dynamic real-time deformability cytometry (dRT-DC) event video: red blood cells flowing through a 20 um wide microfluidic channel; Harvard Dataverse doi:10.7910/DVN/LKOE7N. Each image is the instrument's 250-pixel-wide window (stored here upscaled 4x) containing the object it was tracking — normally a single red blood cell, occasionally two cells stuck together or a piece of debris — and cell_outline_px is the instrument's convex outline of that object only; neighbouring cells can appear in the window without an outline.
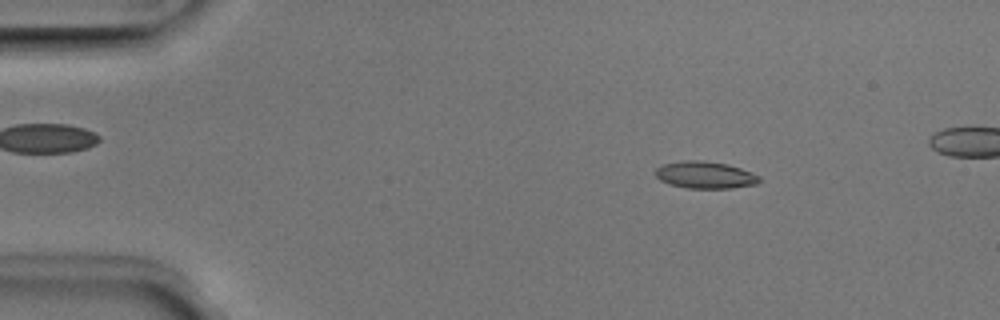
{"species": "Egyptian fruit bat (a non-hibernating species)", "species_latin": "Rousettus aegyptiacus", "temperature_condition": "room temperature", "stored_images_in_passage": 48, "camera_frame_rate_fps": 3000, "um_per_image_px": 0.085, "animal": {"sex": "male"}, "frame": {"image": 1, "passage_image": 7, "time_ms": 2.0, "image_size_px": [1000, 320], "cell_outline_px": [[760, 180], [756, 184], [732, 188], [688, 188], [668, 184], [660, 180], [656, 176], [656, 168], [664, 164], [684, 160], [704, 160], [728, 164], [752, 172], [760, 176]], "centroid_in_image_um": [59.94, 14.87], "position_along_channel_um": 25.1, "area_um2": 16.42}}
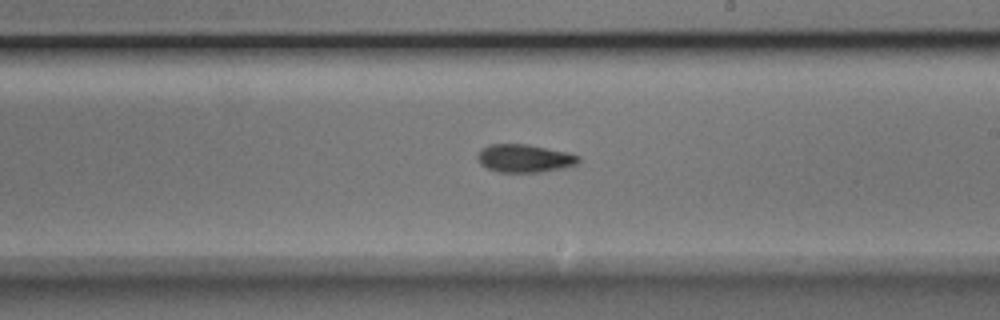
{"frame": {"image": 2, "passage_image": 29, "time_ms": 9.333, "image_size_px": [1000, 320], "cell_outline_px": [[580, 160], [576, 164], [564, 168], [540, 172], [496, 172], [480, 164], [476, 156], [484, 148], [492, 144], [528, 144], [568, 152], [580, 156]], "centroid_in_image_um": [44.61, 13.46], "position_along_channel_um": 244.4, "area_um2": 16.47}}
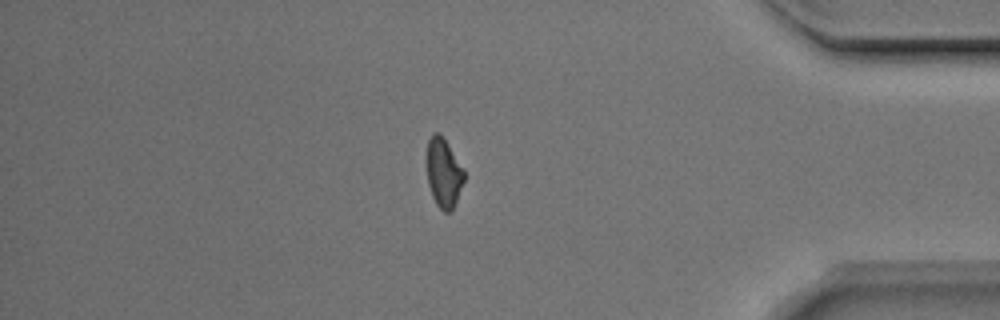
{"frame": {"image": 3, "passage_image": 43, "time_ms": 14.0, "image_size_px": [1000, 320], "cell_outline_px": [[464, 180], [452, 212], [444, 212], [436, 204], [432, 196], [428, 184], [428, 140], [432, 132], [436, 132], [448, 144], [464, 168]], "centroid_in_image_um": [37.73, 14.73], "position_along_channel_um": 397.5, "area_um2": 14.8}, "authors_computed_cell_mechanics": {"area_um2": 15.9817, "velocity_mm_per_s": 3.959, "shape_relaxation_time_tau1_ms": 5.599, "shape_relaxation_time_tau2_ms": 4.6417, "deformation_change_tau1": 0.143, "deformation_change_tau2": 0.1122}}